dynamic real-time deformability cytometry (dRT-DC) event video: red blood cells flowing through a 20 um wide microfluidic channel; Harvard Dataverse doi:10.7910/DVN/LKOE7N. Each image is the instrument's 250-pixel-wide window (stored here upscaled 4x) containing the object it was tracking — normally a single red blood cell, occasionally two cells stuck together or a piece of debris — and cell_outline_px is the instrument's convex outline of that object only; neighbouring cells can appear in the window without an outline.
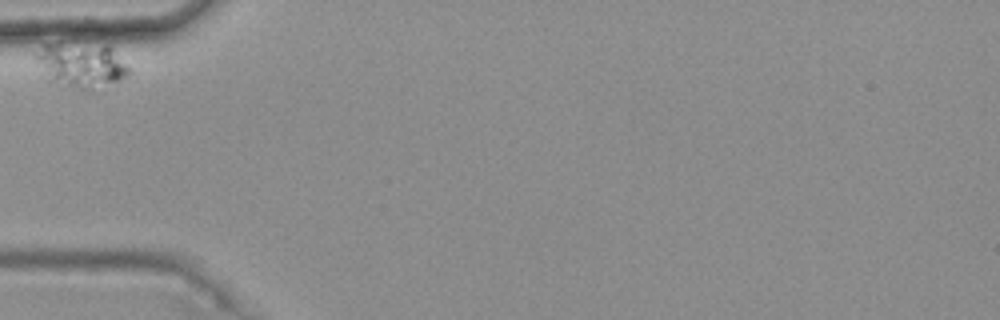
{"species": "common noctule bat (a hibernating species)", "species_latin": "Nyctalus noctula", "temperature_condition": "warm", "stored_images_in_passage": 3, "camera_frame_rate_fps": 3000, "um_per_image_px": 0.085, "animal": {"sex": "female", "body_mass_g": 25.1}, "frame": {"image": 1, "passage_image": 1, "time_ms": 0.0, "image_size_px": [1000, 320], "cell_outline_px": [[132, 72], [128, 76], [92, 92], [76, 88], [48, 80], [32, 56], [32, 52], [44, 44], [60, 40], [108, 44], [112, 48]], "centroid_in_image_um": [6.86, 5.46], "position_along_channel_um": 78.1, "area_um2": 25.66}}
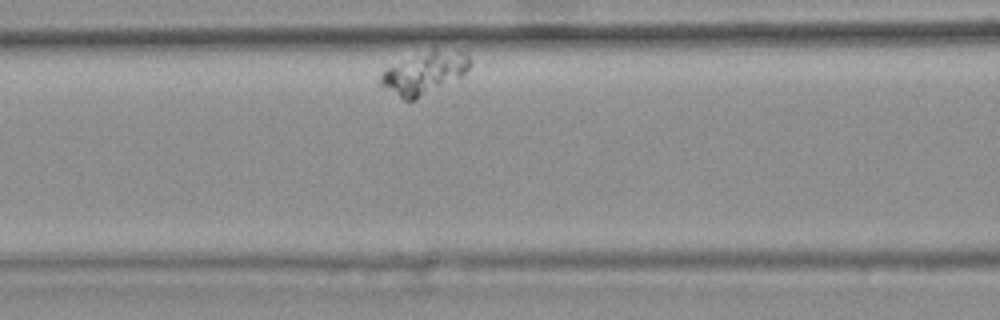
{"frame": {"image": 2, "passage_image": 3, "time_ms": 0.667, "image_size_px": [1000, 320], "cell_outline_px": [[472, 60], [468, 68], [460, 76], [416, 100], [404, 100], [376, 84], [376, 80], [388, 68], [432, 48], [436, 48], [468, 52]], "centroid_in_image_um": [36.06, 6.2], "position_along_channel_um": 130.5, "area_um2": 21.85}}